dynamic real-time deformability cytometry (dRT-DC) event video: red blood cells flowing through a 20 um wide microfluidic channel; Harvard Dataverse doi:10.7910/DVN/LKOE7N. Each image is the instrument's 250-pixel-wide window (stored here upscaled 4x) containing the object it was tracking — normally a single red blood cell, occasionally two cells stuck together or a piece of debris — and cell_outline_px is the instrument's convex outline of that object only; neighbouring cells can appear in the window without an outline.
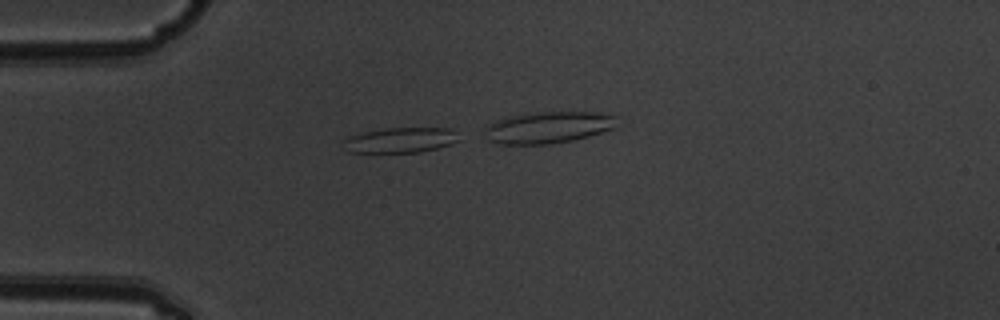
{"species": "common noctule bat (a hibernating species)", "species_latin": "Nyctalus noctula", "temperature_condition": "warm", "stored_images_in_passage": 3, "camera_frame_rate_fps": 3000, "um_per_image_px": 0.085, "animal": {"sex": "male", "body_mass_g": 19.5, "forearm_length_mm": 54.6}, "frame": {"image": 1, "passage_image": 1, "time_ms": 0.0, "image_size_px": [1000, 320], "cell_outline_px": [[460, 140], [452, 144], [420, 152], [348, 152], [344, 140], [352, 136], [364, 132], [388, 128], [452, 128], [456, 132]], "centroid_in_image_um": [34.12, 11.9], "position_along_channel_um": 50.9, "area_um2": 16.7}}